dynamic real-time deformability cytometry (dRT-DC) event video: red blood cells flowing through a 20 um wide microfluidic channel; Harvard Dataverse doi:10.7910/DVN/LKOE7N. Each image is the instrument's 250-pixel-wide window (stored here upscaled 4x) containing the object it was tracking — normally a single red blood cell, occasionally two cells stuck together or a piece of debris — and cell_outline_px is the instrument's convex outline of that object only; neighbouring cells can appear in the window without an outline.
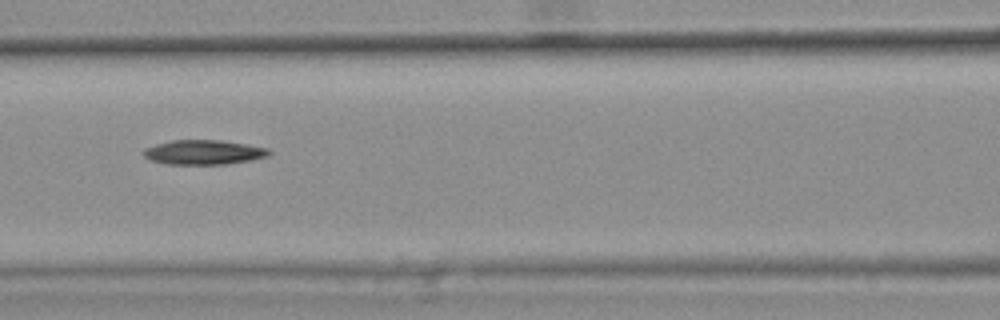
{"species": "common noctule bat (a hibernating species)", "species_latin": "Nyctalus noctula", "temperature_condition": "warm", "stored_images_in_passage": 9, "camera_frame_rate_fps": 3000, "um_per_image_px": 0.085, "animal": {"sex": "female", "body_mass_g": 25.1}, "frame": {"image": 1, "passage_image": 6, "time_ms": 1.667, "image_size_px": [1000, 320], "cell_outline_px": [[272, 152], [268, 156], [252, 160], [228, 164], [168, 164], [148, 160], [140, 152], [144, 148], [156, 144], [172, 140], [220, 140], [268, 148]], "centroid_in_image_um": [17.28, 12.95], "position_along_channel_um": 149.3, "area_um2": 18.09}}